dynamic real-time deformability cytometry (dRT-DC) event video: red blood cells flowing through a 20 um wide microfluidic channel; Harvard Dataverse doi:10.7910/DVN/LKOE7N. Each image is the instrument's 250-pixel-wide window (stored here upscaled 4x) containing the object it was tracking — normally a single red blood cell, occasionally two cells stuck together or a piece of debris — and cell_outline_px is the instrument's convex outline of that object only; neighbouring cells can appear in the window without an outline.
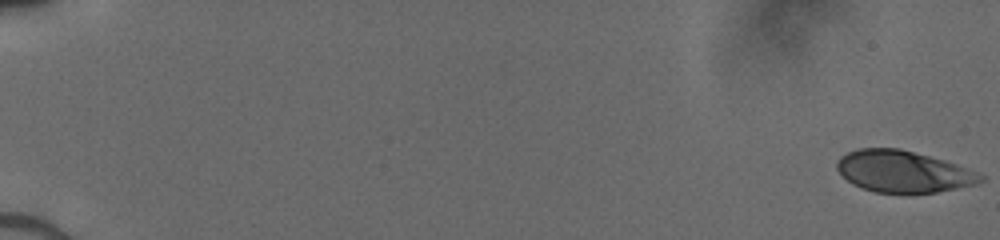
{"species": "human", "species_latin": "Homo sapiens", "temperature_condition": "cold", "stored_images_in_passage": 52, "camera_frame_rate_fps": 3000, "um_per_image_px": 0.085, "donor": {"sex": "male"}, "frame": {"image": 1, "passage_image": 1, "time_ms": 0.0, "image_size_px": [1000, 240], "cell_outline_px": [[984, 180], [976, 184], [936, 192], [876, 192], [860, 188], [852, 184], [836, 168], [836, 160], [840, 156], [856, 148], [900, 148], [944, 160], [956, 164], [984, 176]], "centroid_in_image_um": [76.72, 14.56], "position_along_channel_um": 8.3, "area_um2": 34.56}}
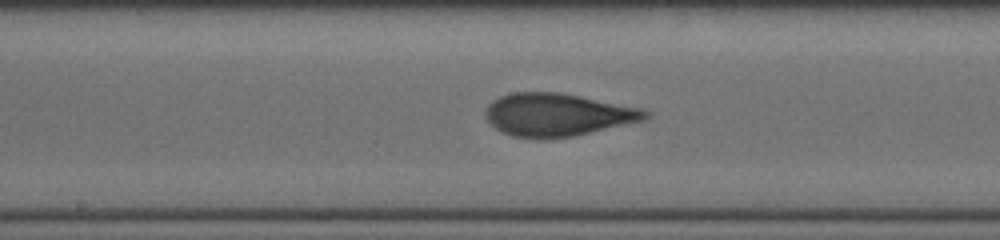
{"frame": {"image": 2, "passage_image": 30, "time_ms": 9.667, "image_size_px": [1000, 240], "cell_outline_px": [[652, 116], [648, 120], [572, 136], [540, 140], [512, 136], [488, 124], [484, 116], [484, 112], [488, 104], [492, 100], [500, 96], [512, 92], [560, 92], [640, 108], [652, 112]], "centroid_in_image_um": [47.38, 9.76], "position_along_channel_um": 200.8, "area_um2": 40.4}}
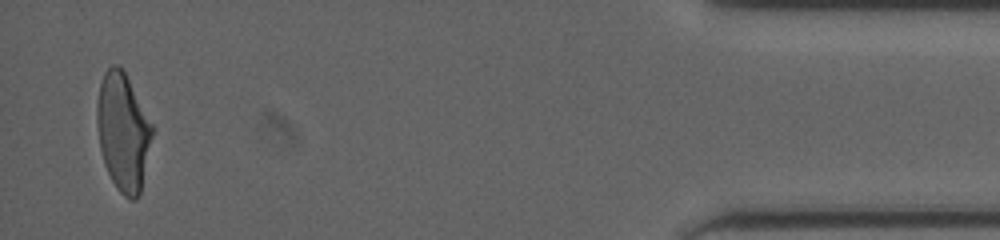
{"frame": {"image": 3, "passage_image": 51, "time_ms": 16.667, "image_size_px": [1000, 240], "cell_outline_px": [[156, 128], [140, 192], [136, 200], [132, 200], [124, 196], [116, 188], [104, 164], [100, 148], [96, 120], [96, 104], [100, 84], [104, 72], [112, 64], [116, 64], [124, 72]], "centroid_in_image_um": [10.48, 11.22], "position_along_channel_um": 424.7, "area_um2": 38.32}}